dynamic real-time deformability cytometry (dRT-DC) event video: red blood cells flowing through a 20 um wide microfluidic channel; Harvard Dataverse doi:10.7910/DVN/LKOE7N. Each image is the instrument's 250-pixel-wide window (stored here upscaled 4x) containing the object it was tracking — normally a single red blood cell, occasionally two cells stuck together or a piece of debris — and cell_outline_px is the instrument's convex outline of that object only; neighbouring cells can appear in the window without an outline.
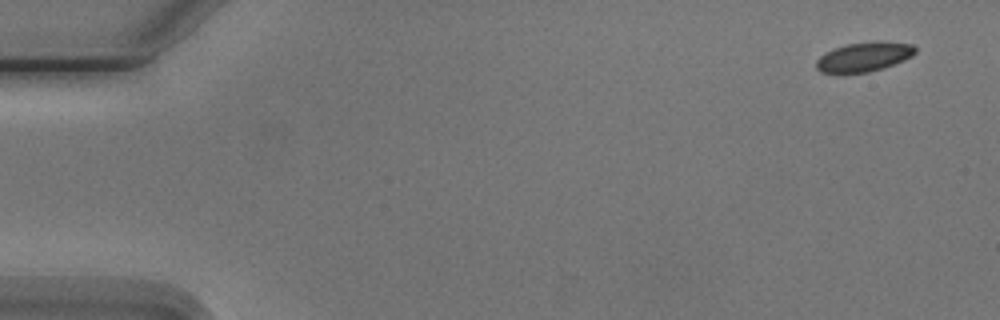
{"species": "Egyptian fruit bat (a non-hibernating species)", "species_latin": "Rousettus aegyptiacus", "temperature_condition": "cold", "stored_images_in_passage": 5, "camera_frame_rate_fps": 3000, "um_per_image_px": 0.085, "animal": {"sex": "male"}, "frame": {"image": 1, "passage_image": 1, "time_ms": 0.0, "image_size_px": [1000, 320], "cell_outline_px": [[916, 52], [912, 56], [904, 60], [884, 68], [868, 72], [840, 76], [836, 76], [820, 72], [816, 68], [816, 60], [820, 56], [836, 48], [848, 44], [912, 44], [916, 48]], "centroid_in_image_um": [73.33, 4.95], "position_along_channel_um": 11.7, "area_um2": 16.65}}